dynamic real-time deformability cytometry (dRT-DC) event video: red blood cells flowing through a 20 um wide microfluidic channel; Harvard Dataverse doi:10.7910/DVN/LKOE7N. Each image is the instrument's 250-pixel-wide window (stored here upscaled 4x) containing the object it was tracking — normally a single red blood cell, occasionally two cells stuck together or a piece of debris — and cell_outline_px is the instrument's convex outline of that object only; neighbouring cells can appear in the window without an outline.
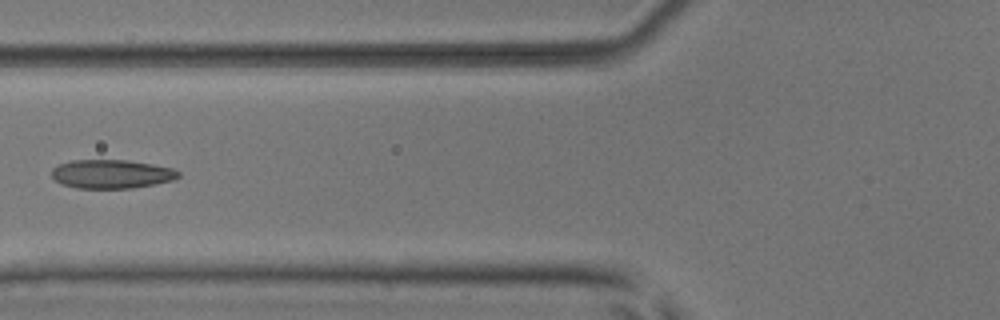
{"species": "common noctule bat (a hibernating species)", "species_latin": "Nyctalus noctula", "temperature_condition": "room temperature", "stored_images_in_passage": 5, "camera_frame_rate_fps": 3000, "um_per_image_px": 0.085, "animal": {"sex": "male", "body_mass_g": 17.9, "forearm_length_mm": 54.2}, "frame": {"image": 1, "passage_image": 5, "time_ms": 4.667, "image_size_px": [1000, 320], "cell_outline_px": [[180, 176], [172, 180], [132, 188], [76, 188], [60, 184], [52, 176], [52, 168], [60, 164], [72, 160], [128, 160], [152, 164], [172, 168], [180, 172]], "centroid_in_image_um": [9.46, 14.79], "position_along_channel_um": 116.3, "area_um2": 21.15}}